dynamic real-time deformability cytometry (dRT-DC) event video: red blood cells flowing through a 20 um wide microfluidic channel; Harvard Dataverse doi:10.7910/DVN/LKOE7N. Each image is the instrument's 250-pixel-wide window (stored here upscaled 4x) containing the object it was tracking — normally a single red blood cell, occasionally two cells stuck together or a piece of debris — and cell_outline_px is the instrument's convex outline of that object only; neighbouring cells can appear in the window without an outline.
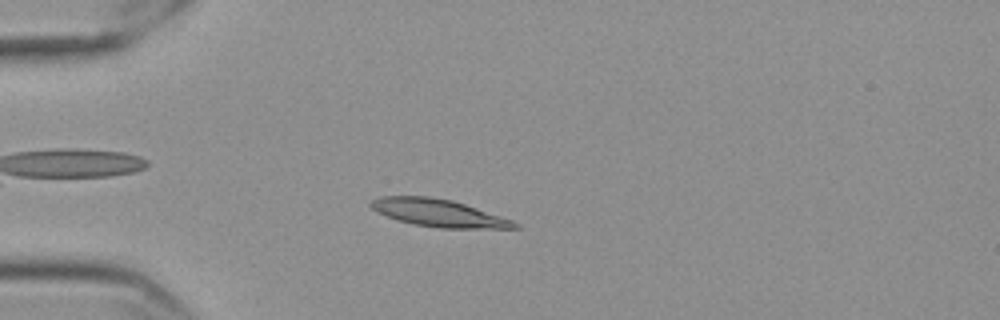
{"species": "Egyptian fruit bat (a non-hibernating species)", "species_latin": "Rousettus aegyptiacus", "temperature_condition": "cold", "stored_images_in_passage": 52, "camera_frame_rate_fps": 3000, "um_per_image_px": 0.085, "frame": {"image": 1, "passage_image": 10, "time_ms": 3.0, "image_size_px": [1000, 320], "cell_outline_px": [[520, 228], [440, 228], [412, 224], [396, 220], [376, 212], [368, 204], [372, 200], [380, 196], [432, 196], [452, 200], [512, 220], [520, 224]], "centroid_in_image_um": [37.23, 18.1], "position_along_channel_um": 47.8, "area_um2": 23.0}}
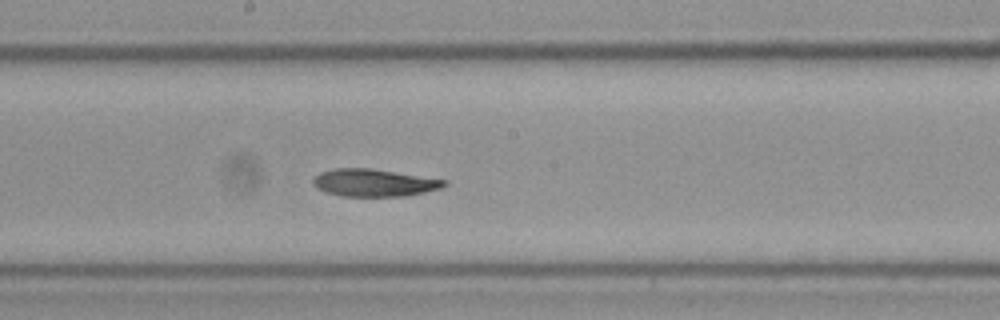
{"frame": {"image": 2, "passage_image": 26, "time_ms": 8.333, "image_size_px": [1000, 320], "cell_outline_px": [[448, 184], [440, 188], [408, 196], [344, 196], [324, 192], [316, 188], [312, 184], [312, 180], [320, 172], [336, 168], [368, 168], [448, 180]], "centroid_in_image_um": [31.77, 15.54], "position_along_channel_um": 216.4, "area_um2": 20.92}}
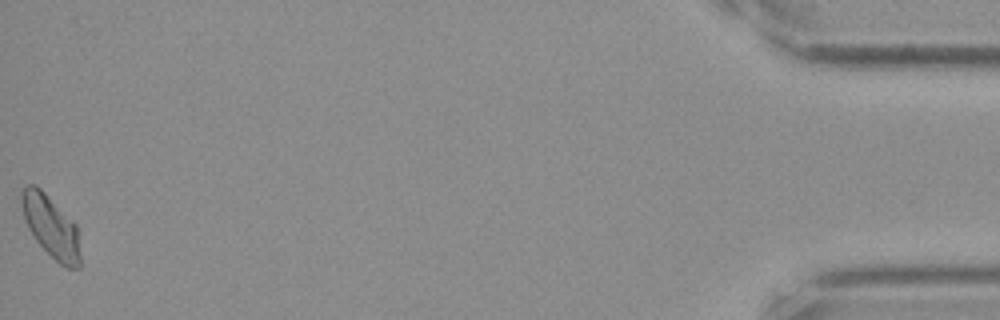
{"frame": {"image": 3, "passage_image": 52, "time_ms": 17.0, "image_size_px": [1000, 320], "cell_outline_px": [[80, 268], [64, 268], [36, 240], [28, 228], [24, 216], [20, 200], [20, 192], [28, 184], [36, 184], [76, 224], [80, 256]], "centroid_in_image_um": [4.32, 19.25], "position_along_channel_um": 430.9, "area_um2": 20.92}, "authors_computed_cell_mechanics": {"area_um2": 21.3282, "velocity_mm_per_s": 3.5366, "shape_relaxation_time_tau1_ms": 4.9511, "shape_relaxation_time_tau2_ms": 8.0069, "deformation_change_tau1": 0.1416, "deformation_change_tau2": 0.128}}